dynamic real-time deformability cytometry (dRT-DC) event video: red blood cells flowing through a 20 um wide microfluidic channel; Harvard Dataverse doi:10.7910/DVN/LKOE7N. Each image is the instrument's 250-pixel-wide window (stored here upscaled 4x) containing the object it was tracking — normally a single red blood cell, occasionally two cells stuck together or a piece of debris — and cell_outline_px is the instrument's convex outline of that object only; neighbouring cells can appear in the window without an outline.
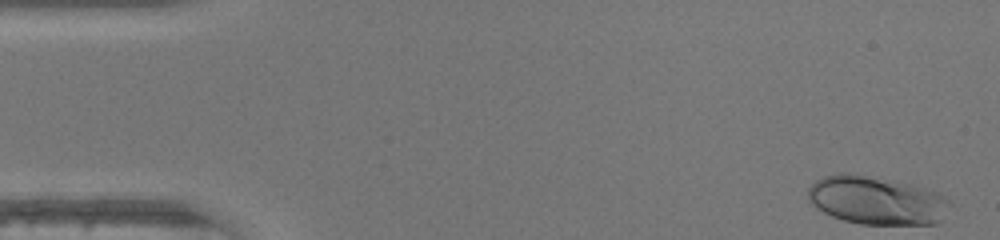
{"species": "human", "species_latin": "Homo sapiens", "temperature_condition": "warm", "stored_images_in_passage": 46, "camera_frame_rate_fps": 3000, "um_per_image_px": 0.085, "donor": {"sex": "female"}, "frame": {"image": 1, "passage_image": 1, "time_ms": 0.0, "image_size_px": [1000, 240], "cell_outline_px": [[952, 204], [940, 224], [860, 224], [844, 220], [832, 216], [816, 208], [808, 200], [808, 188], [816, 180], [824, 176], [840, 172], [848, 172], [908, 184], [932, 192], [948, 200]], "centroid_in_image_um": [74.47, 17.05], "position_along_channel_um": 10.5, "area_um2": 39.65}}
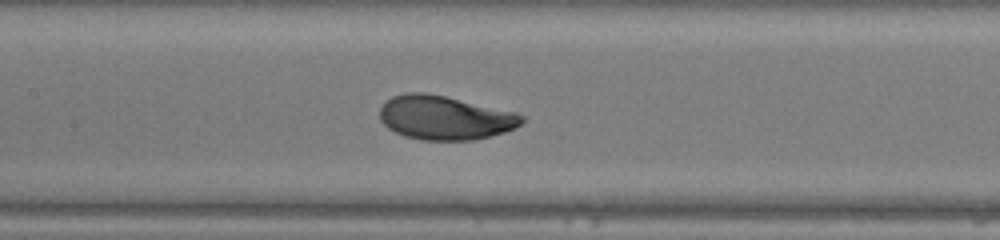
{"frame": {"image": 2, "passage_image": 21, "time_ms": 6.667, "image_size_px": [1000, 240], "cell_outline_px": [[524, 120], [516, 128], [504, 132], [472, 140], [420, 140], [404, 136], [388, 128], [380, 120], [380, 108], [392, 96], [404, 92], [428, 92], [516, 112], [524, 116]], "centroid_in_image_um": [37.8, 9.99], "position_along_channel_um": 169.6, "area_um2": 36.47}}
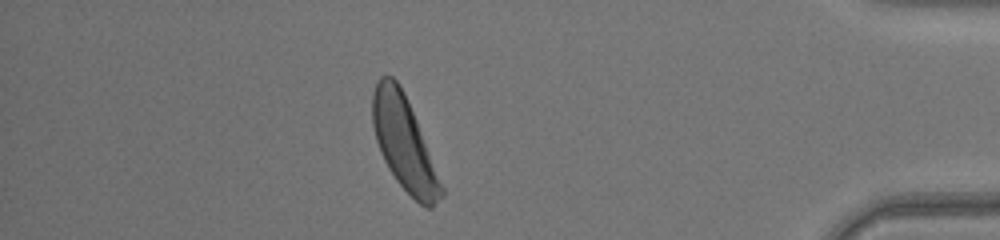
{"frame": {"image": 3, "passage_image": 40, "time_ms": 13.0, "image_size_px": [1000, 240], "cell_outline_px": [[444, 196], [432, 208], [428, 208], [420, 204], [396, 180], [388, 168], [380, 152], [376, 140], [372, 124], [372, 92], [376, 80], [380, 76], [392, 76], [400, 84], [404, 92], [416, 120], [444, 188]], "centroid_in_image_um": [34.33, 12.16], "position_along_channel_um": 400.9, "area_um2": 37.22}, "authors_computed_cell_mechanics": {"area_um2": 36.5007, "velocity_mm_per_s": 4.3782, "shape_relaxation_time_tau1_ms": 2.001, "shape_relaxation_time_tau2_ms": null, "deformation_change_tau1": 0.1407, "deformation_change_tau2": null}}